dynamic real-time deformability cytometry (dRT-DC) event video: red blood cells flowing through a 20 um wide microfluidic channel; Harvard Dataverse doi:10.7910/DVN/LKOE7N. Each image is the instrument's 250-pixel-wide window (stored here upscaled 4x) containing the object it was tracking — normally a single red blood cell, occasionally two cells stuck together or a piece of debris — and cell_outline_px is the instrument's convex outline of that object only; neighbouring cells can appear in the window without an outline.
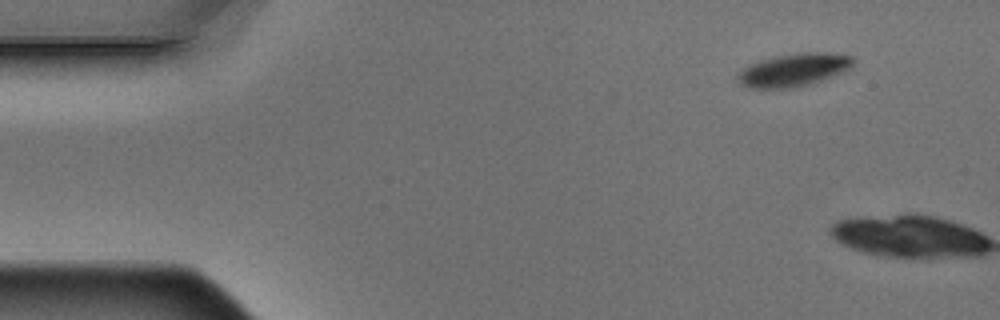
{"species": "Egyptian fruit bat (a non-hibernating species)", "species_latin": "Rousettus aegyptiacus", "temperature_condition": "warm", "stored_images_in_passage": 2, "camera_frame_rate_fps": 3000, "um_per_image_px": 0.085, "animal": {"sex": "male"}, "frame": {"image": 1, "passage_image": 1, "time_ms": 0.0, "image_size_px": [1000, 320], "cell_outline_px": [[856, 60], [852, 68], [812, 84], [792, 88], [748, 88], [740, 84], [736, 80], [736, 76], [744, 68], [752, 64], [776, 56], [804, 52], [828, 52], [852, 56]], "centroid_in_image_um": [67.51, 5.95], "position_along_channel_um": 17.5, "area_um2": 22.2}}